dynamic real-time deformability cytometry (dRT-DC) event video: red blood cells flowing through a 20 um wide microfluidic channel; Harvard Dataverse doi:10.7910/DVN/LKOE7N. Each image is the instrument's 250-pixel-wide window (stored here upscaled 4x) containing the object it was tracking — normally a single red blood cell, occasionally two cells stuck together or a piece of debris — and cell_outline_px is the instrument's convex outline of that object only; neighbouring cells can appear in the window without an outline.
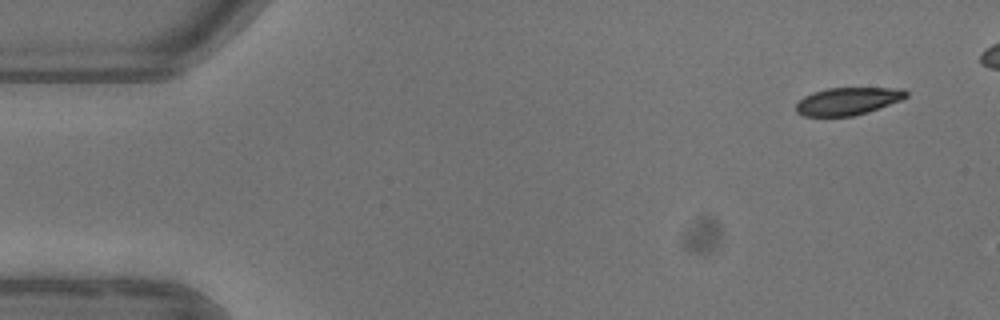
{"species": "common noctule bat (a hibernating species)", "species_latin": "Nyctalus noctula", "temperature_condition": "warm", "stored_images_in_passage": 6, "camera_frame_rate_fps": 3000, "um_per_image_px": 0.085, "animal": {"sex": "female"}, "frame": {"image": 1, "passage_image": 1, "time_ms": 0.0, "image_size_px": [1000, 320], "cell_outline_px": [[908, 96], [900, 100], [852, 116], [804, 116], [796, 112], [796, 104], [804, 96], [812, 92], [828, 88], [904, 88], [908, 92]], "centroid_in_image_um": [72.03, 8.58], "position_along_channel_um": 13.0, "area_um2": 17.4}}
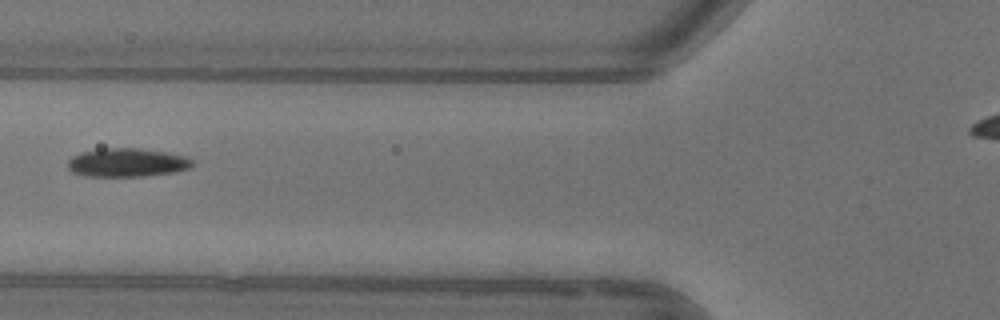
{"frame": {"image": 2, "passage_image": 5, "time_ms": 5.667, "image_size_px": [1000, 320], "cell_outline_px": [[196, 164], [192, 168], [172, 172], [144, 176], [88, 176], [72, 172], [68, 168], [68, 160], [72, 156], [80, 152], [100, 148], [136, 148], [164, 152], [184, 156], [192, 160]], "centroid_in_image_um": [10.79, 13.81], "position_along_channel_um": 115.0, "area_um2": 20.75}}
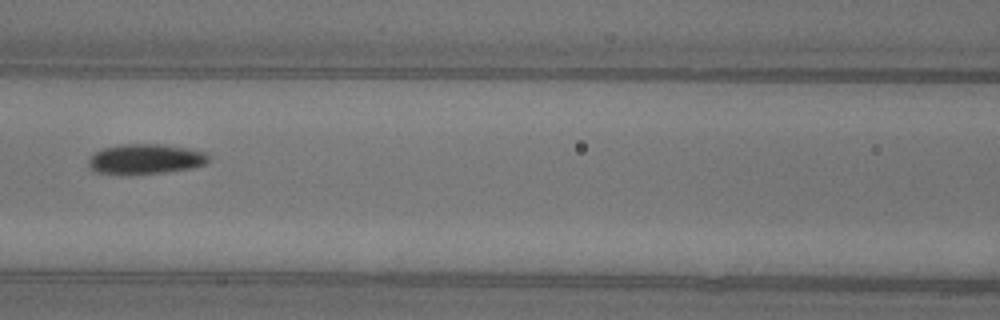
{"frame": {"image": 3, "passage_image": 6, "time_ms": 6.667, "image_size_px": [1000, 320], "cell_outline_px": [[208, 160], [204, 164], [192, 168], [164, 172], [128, 176], [96, 172], [88, 164], [88, 160], [100, 148], [120, 144], [164, 144], [204, 152], [208, 156]], "centroid_in_image_um": [12.31, 13.53], "position_along_channel_um": 154.3, "area_um2": 21.21}}